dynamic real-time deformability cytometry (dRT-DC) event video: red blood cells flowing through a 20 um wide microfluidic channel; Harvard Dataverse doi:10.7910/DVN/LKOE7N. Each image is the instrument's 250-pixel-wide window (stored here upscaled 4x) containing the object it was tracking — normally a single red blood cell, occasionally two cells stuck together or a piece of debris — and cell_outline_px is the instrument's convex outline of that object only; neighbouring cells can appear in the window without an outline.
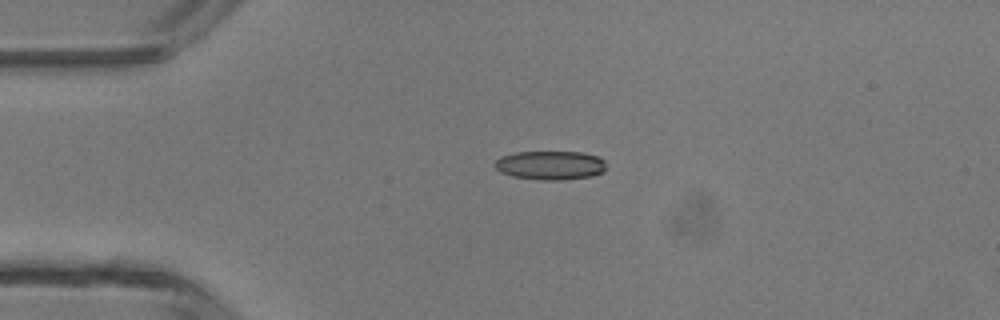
{"species": "common noctule bat (a hibernating species)", "species_latin": "Nyctalus noctula", "temperature_condition": "room temperature", "stored_images_in_passage": 4, "camera_frame_rate_fps": 3000, "um_per_image_px": 0.085, "animal": {"sex": "male", "body_mass_g": 13.3}, "frame": {"image": 1, "passage_image": 1, "time_ms": 0.0, "image_size_px": [1000, 320], "cell_outline_px": [[604, 172], [592, 176], [560, 180], [544, 180], [512, 176], [500, 172], [496, 168], [496, 160], [500, 156], [516, 152], [584, 152], [600, 156], [604, 160]], "centroid_in_image_um": [46.8, 14.04], "position_along_channel_um": 38.2, "area_um2": 18.79}}